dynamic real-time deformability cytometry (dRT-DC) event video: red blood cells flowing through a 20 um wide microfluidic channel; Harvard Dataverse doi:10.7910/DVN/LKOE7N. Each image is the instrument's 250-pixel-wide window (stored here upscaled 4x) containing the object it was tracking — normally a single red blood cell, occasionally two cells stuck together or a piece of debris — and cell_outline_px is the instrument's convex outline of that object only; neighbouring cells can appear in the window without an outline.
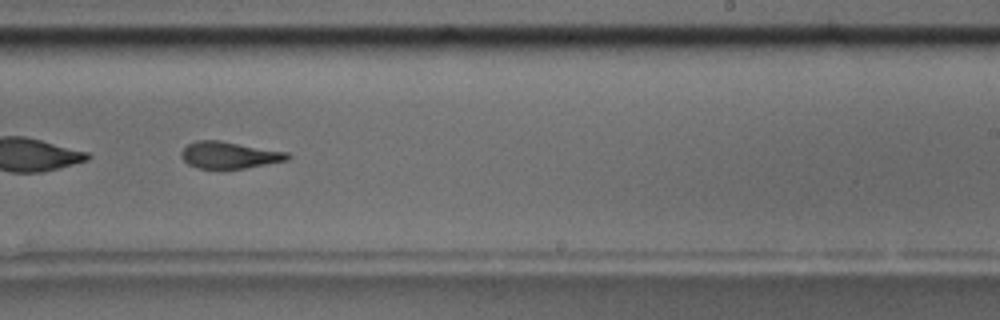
{"species": "common noctule bat (a hibernating species)", "species_latin": "Nyctalus noctula", "temperature_condition": "room temperature", "stored_images_in_passage": 53, "segment_of_instrument_passage": [2, 2], "camera_frame_rate_fps": 3000, "um_per_image_px": 0.085, "animal": {"sex": "male", "body_mass_g": 17.5, "forearm_length_mm": 52.3}, "frame": {"image": 1, "passage_image": 34, "time_ms": 11.0, "image_size_px": [1000, 320], "cell_outline_px": [[292, 156], [288, 160], [244, 168], [196, 168], [188, 164], [180, 156], [180, 152], [188, 144], [196, 140], [220, 140], [288, 152]], "centroid_in_image_um": [19.48, 13.17], "position_along_channel_um": 269.5, "area_um2": 16.59}}